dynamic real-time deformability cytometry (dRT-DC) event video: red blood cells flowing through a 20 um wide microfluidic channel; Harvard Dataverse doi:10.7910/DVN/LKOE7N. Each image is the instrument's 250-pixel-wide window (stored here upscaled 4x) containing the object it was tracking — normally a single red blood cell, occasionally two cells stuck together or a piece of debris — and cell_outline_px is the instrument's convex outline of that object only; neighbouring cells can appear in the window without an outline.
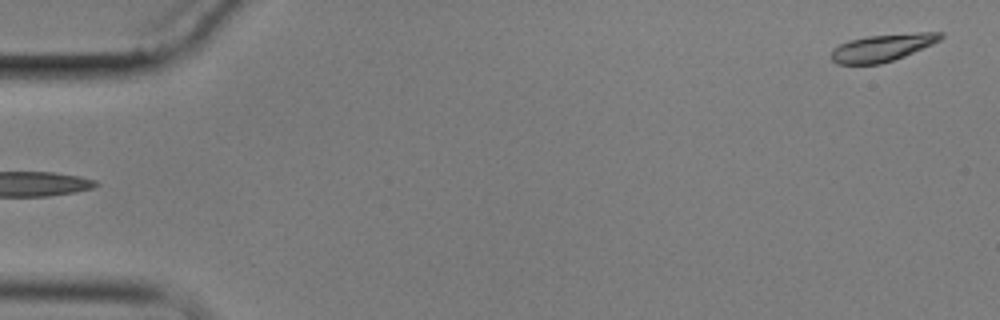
{"species": "common noctule bat (a hibernating species)", "species_latin": "Nyctalus noctula", "temperature_condition": "cold", "stored_images_in_passage": 5, "segment_of_instrument_passage": [2, 2], "camera_frame_rate_fps": 3000, "um_per_image_px": 0.085, "animal": {"sex": "male", "body_mass_g": 17.9}, "frame": {"image": 1, "passage_image": 5, "time_ms": 4.667, "image_size_px": [1000, 320], "cell_outline_px": [[944, 36], [940, 40], [932, 44], [904, 56], [880, 64], [836, 64], [832, 60], [832, 48], [848, 40], [868, 36], [920, 32], [944, 32]], "centroid_in_image_um": [75.0, 4.04], "position_along_channel_um": 10.0, "area_um2": 17.28}}